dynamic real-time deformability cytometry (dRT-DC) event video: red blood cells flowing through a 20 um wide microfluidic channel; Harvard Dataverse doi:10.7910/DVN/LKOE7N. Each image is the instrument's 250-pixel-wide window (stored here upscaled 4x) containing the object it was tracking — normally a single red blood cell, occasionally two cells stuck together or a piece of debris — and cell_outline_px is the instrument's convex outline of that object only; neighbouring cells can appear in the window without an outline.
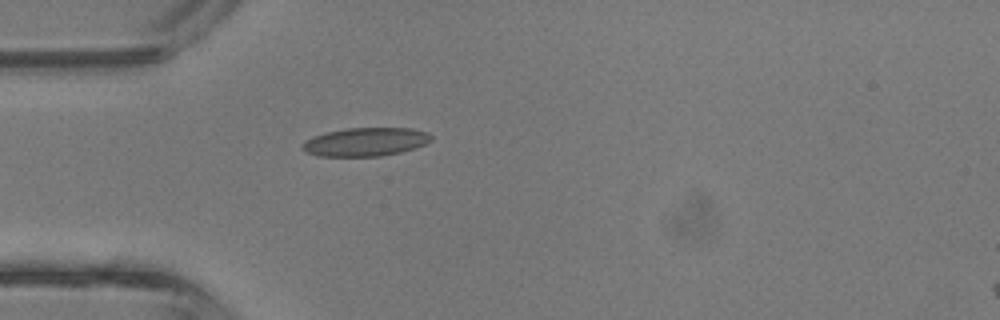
{"species": "common noctule bat (a hibernating species)", "species_latin": "Nyctalus noctula", "temperature_condition": "room temperature", "stored_images_in_passage": 4, "camera_frame_rate_fps": 3000, "um_per_image_px": 0.085, "animal": {"sex": "male", "body_mass_g": 13.3}, "frame": {"image": 1, "passage_image": 4, "time_ms": 1.0, "image_size_px": [1000, 320], "cell_outline_px": [[432, 140], [416, 148], [400, 152], [380, 156], [316, 156], [300, 148], [300, 144], [304, 140], [312, 136], [328, 132], [348, 128], [412, 128], [428, 132], [432, 136]], "centroid_in_image_um": [31.05, 12.06], "position_along_channel_um": 53.9, "area_um2": 21.5}}